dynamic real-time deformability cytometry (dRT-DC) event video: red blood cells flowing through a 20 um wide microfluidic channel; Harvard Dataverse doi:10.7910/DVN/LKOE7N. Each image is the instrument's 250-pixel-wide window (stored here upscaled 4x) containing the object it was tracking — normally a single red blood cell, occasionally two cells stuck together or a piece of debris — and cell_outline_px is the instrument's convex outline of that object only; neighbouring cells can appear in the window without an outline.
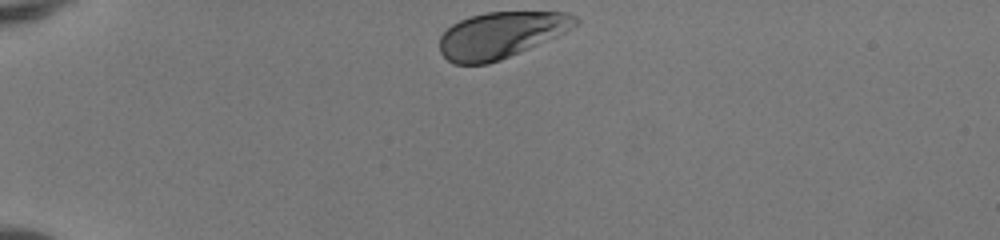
{"species": "human", "species_latin": "Homo sapiens", "temperature_condition": "room temperature", "stored_images_in_passage": 33, "camera_frame_rate_fps": 3000, "um_per_image_px": 0.085, "donor": {"sex": "female"}, "frame": {"image": 1, "passage_image": 1, "time_ms": 0.0, "image_size_px": [1000, 240], "cell_outline_px": [[580, 24], [556, 36], [500, 60], [488, 64], [452, 64], [440, 52], [440, 36], [452, 24], [460, 20], [472, 16], [488, 12], [564, 12], [576, 16], [580, 20]], "centroid_in_image_um": [42.58, 2.97], "position_along_channel_um": 42.4, "area_um2": 36.3}}
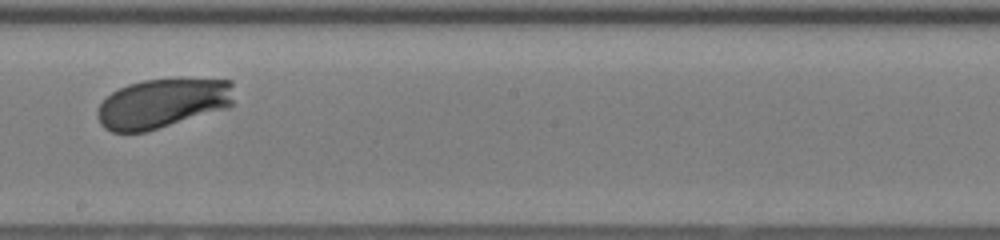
{"frame": {"image": 2, "passage_image": 19, "time_ms": 6.0, "image_size_px": [1000, 240], "cell_outline_px": [[232, 104], [228, 108], [144, 132], [112, 132], [104, 128], [100, 124], [96, 116], [96, 112], [100, 104], [112, 92], [128, 84], [144, 80], [176, 76], [232, 80]], "centroid_in_image_um": [13.83, 8.74], "position_along_channel_um": 234.4, "area_um2": 40.17}}
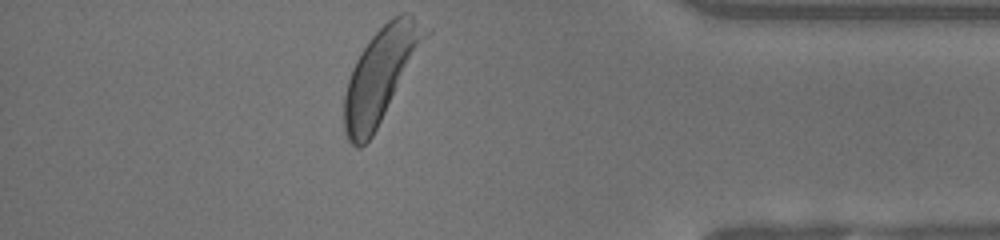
{"frame": {"image": 3, "passage_image": 33, "time_ms": 10.667, "image_size_px": [1000, 240], "cell_outline_px": [[432, 32], [372, 136], [360, 148], [356, 148], [348, 140], [344, 132], [344, 96], [348, 80], [352, 68], [360, 52], [368, 40], [392, 16], [400, 12], [404, 12], [412, 16], [432, 28]], "centroid_in_image_um": [32.39, 6.32], "position_along_channel_um": 402.8, "area_um2": 44.45}, "authors_computed_cell_mechanics": {"area_um2": 39.304, "velocity_mm_per_s": 4.1119, "shape_relaxation_time_tau1_ms": 1.367, "shape_relaxation_time_tau2_ms": 5.6801, "deformation_change_tau1": 0.128, "deformation_change_tau2": 0.2451}}